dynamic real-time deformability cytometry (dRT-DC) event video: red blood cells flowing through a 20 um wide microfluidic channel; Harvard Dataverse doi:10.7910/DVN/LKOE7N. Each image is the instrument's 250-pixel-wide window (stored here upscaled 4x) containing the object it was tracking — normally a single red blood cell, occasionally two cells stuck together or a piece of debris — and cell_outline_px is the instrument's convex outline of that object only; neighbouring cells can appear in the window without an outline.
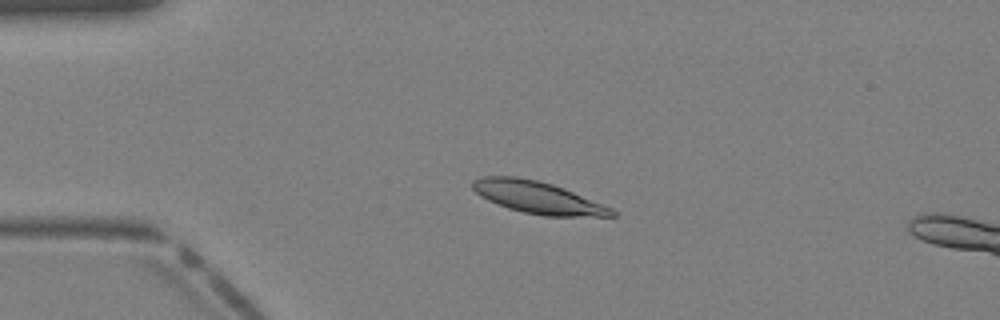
{"species": "Egyptian fruit bat (a non-hibernating species)", "species_latin": "Rousettus aegyptiacus", "temperature_condition": "warm", "stored_images_in_passage": 33, "segment_of_instrument_passage": [1, 2], "camera_frame_rate_fps": 3000, "um_per_image_px": 0.085, "animal": {"sex": "female"}, "frame": {"image": 1, "passage_image": 1, "time_ms": 0.0, "image_size_px": [1000, 320], "cell_outline_px": [[616, 216], [544, 216], [524, 212], [508, 208], [488, 200], [480, 196], [472, 188], [472, 180], [480, 176], [516, 176], [536, 180], [552, 184], [564, 188], [612, 208], [616, 212]], "centroid_in_image_um": [45.68, 16.77], "position_along_channel_um": 39.3, "area_um2": 25.89}}
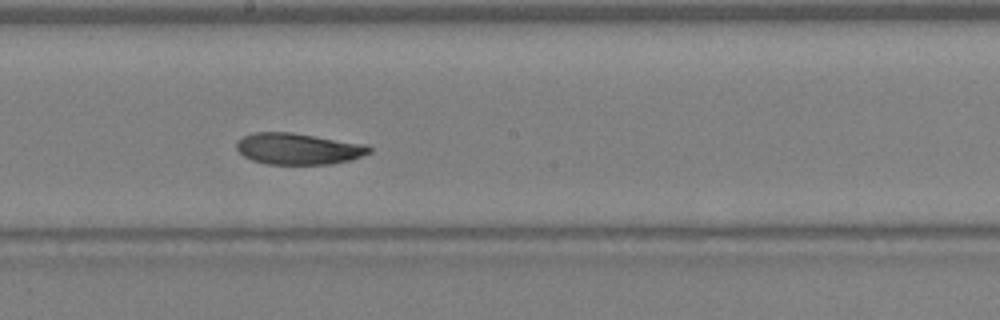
{"frame": {"image": 2, "passage_image": 14, "time_ms": 4.333, "image_size_px": [1000, 320], "cell_outline_px": [[372, 152], [352, 160], [332, 164], [264, 164], [252, 160], [244, 156], [236, 148], [236, 140], [252, 132], [292, 132], [368, 144], [372, 148]], "centroid_in_image_um": [25.38, 12.64], "position_along_channel_um": 222.8, "area_um2": 24.62}}
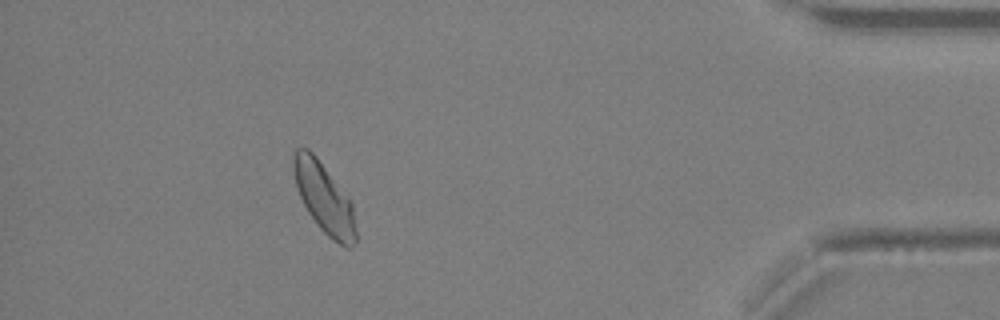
{"frame": {"image": 3, "passage_image": 28, "time_ms": 9.0, "image_size_px": [1000, 320], "cell_outline_px": [[356, 244], [352, 248], [344, 248], [332, 240], [320, 228], [308, 212], [300, 196], [296, 184], [292, 164], [292, 156], [296, 148], [308, 148], [316, 156], [348, 196], [352, 204], [356, 228]], "centroid_in_image_um": [27.57, 16.86], "position_along_channel_um": 407.6, "area_um2": 25.55}}